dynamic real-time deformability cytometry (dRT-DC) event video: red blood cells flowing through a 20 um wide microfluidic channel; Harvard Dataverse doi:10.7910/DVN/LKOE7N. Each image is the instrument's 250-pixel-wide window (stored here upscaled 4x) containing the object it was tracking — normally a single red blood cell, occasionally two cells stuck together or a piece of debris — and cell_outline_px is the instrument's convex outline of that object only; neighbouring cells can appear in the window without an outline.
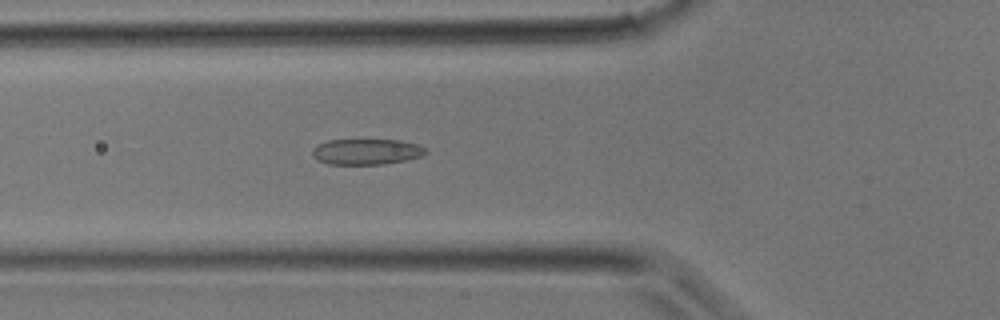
{"species": "common noctule bat (a hibernating species)", "species_latin": "Nyctalus noctula", "temperature_condition": "room temperature", "stored_images_in_passage": 28, "camera_frame_rate_fps": 3000, "um_per_image_px": 0.085, "animal": {"sex": "male", "body_mass_g": 17.9}, "frame": {"image": 1, "passage_image": 5, "time_ms": 1.333, "image_size_px": [1000, 320], "cell_outline_px": [[428, 152], [420, 156], [408, 160], [384, 164], [328, 164], [316, 160], [312, 156], [312, 148], [316, 144], [328, 140], [400, 140], [416, 144], [424, 148]], "centroid_in_image_um": [31.1, 12.9], "position_along_channel_um": 94.7, "area_um2": 17.11}}
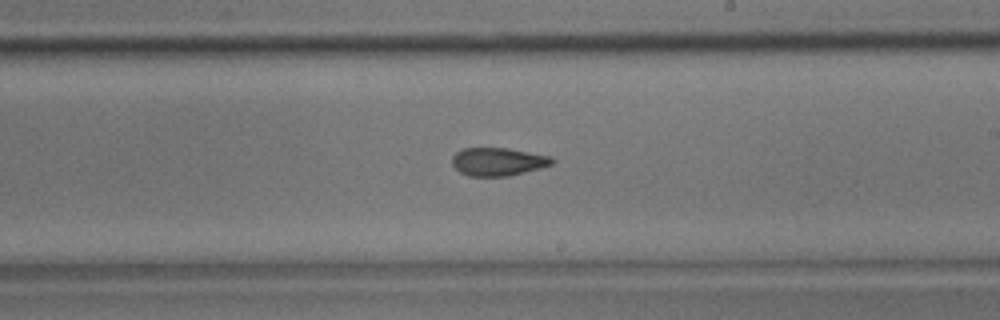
{"frame": {"image": 2, "passage_image": 13, "time_ms": 4.0, "image_size_px": [1000, 320], "cell_outline_px": [[556, 160], [552, 164], [540, 168], [508, 176], [468, 176], [460, 172], [452, 164], [452, 156], [456, 152], [464, 148], [508, 148], [552, 156]], "centroid_in_image_um": [42.34, 13.74], "position_along_channel_um": 246.7, "area_um2": 16.42}}
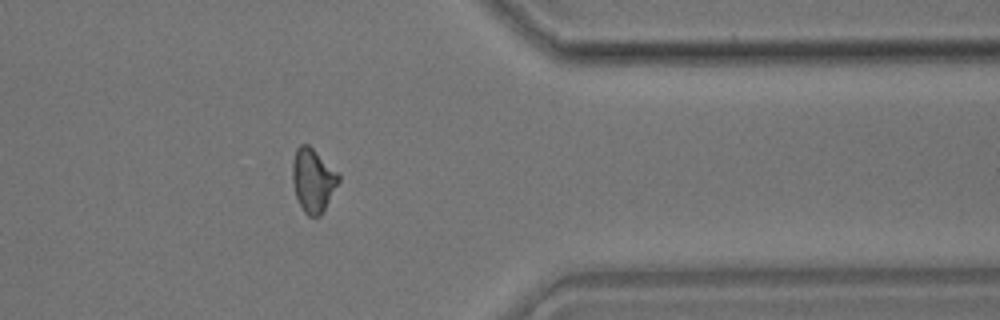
{"frame": {"image": 3, "passage_image": 21, "time_ms": 6.667, "image_size_px": [1000, 320], "cell_outline_px": [[340, 180], [320, 216], [308, 216], [304, 212], [296, 196], [292, 180], [292, 160], [296, 148], [300, 144], [308, 144], [340, 176]], "centroid_in_image_um": [26.57, 15.31], "position_along_channel_um": 384.8, "area_um2": 16.76}}